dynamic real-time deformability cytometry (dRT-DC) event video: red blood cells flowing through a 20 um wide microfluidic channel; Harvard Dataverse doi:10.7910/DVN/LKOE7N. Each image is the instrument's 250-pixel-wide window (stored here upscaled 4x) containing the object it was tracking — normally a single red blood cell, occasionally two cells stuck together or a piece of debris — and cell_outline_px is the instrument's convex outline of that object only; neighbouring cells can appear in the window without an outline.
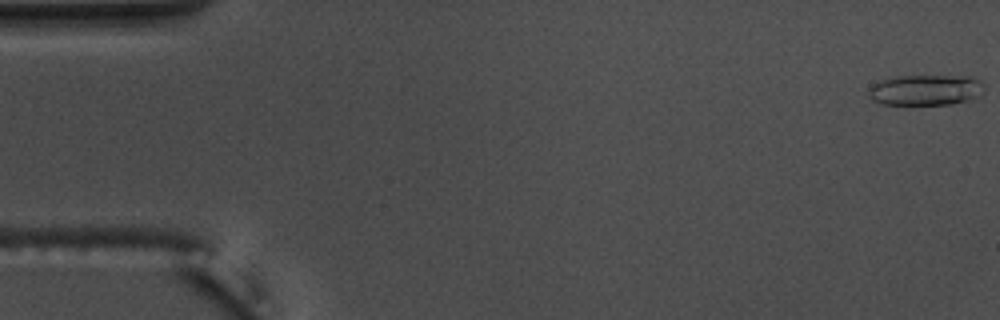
{"species": "common noctule bat (a hibernating species)", "species_latin": "Nyctalus noctula", "temperature_condition": "warm", "stored_images_in_passage": 11, "camera_frame_rate_fps": 3000, "um_per_image_px": 0.085, "animal": {"sex": "male", "body_mass_g": 17.5, "forearm_length_mm": 52.3}, "frame": {"image": 1, "passage_image": 1, "time_ms": 0.0, "image_size_px": [1000, 320], "cell_outline_px": [[984, 92], [980, 96], [968, 100], [952, 104], [912, 108], [884, 104], [872, 100], [868, 96], [868, 92], [872, 84], [880, 80], [900, 76], [972, 76], [980, 80], [984, 84]], "centroid_in_image_um": [78.68, 7.7], "position_along_channel_um": 6.3, "area_um2": 21.79}}